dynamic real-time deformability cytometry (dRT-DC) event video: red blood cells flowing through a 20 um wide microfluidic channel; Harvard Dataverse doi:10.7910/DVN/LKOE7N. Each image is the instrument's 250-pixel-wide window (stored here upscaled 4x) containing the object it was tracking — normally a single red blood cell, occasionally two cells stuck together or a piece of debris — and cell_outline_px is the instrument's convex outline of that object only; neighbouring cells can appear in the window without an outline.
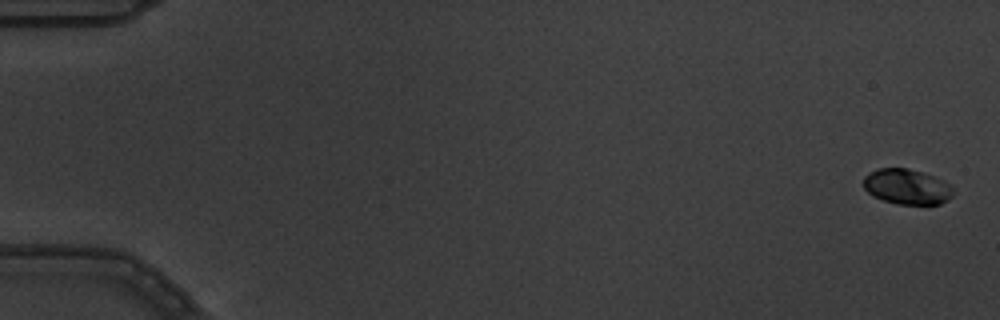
{"species": "common noctule bat (a hibernating species)", "species_latin": "Nyctalus noctula", "temperature_condition": "warm", "stored_images_in_passage": 5, "camera_frame_rate_fps": 3000, "um_per_image_px": 0.085, "animal": {"sex": "male", "body_mass_g": 19.5, "forearm_length_mm": 54.6}, "frame": {"image": 1, "passage_image": 1, "time_ms": 0.0, "image_size_px": [1000, 320], "cell_outline_px": [[952, 196], [948, 200], [940, 204], [896, 204], [872, 196], [864, 188], [864, 176], [868, 172], [876, 168], [908, 168], [924, 172], [944, 180], [952, 184]], "centroid_in_image_um": [77.09, 15.85], "position_along_channel_um": 7.9, "area_um2": 18.73}}
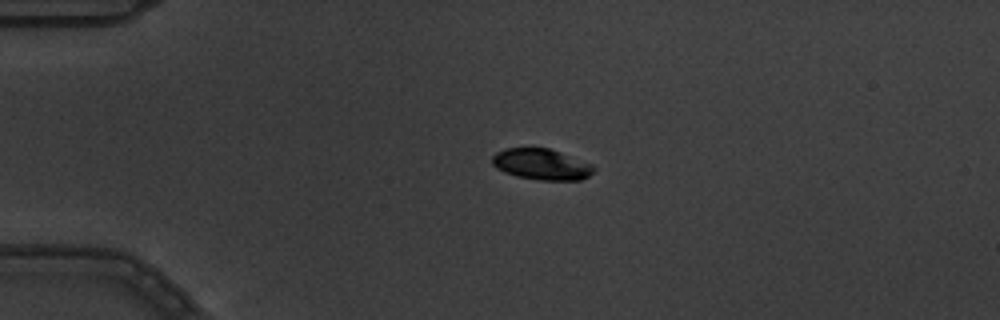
{"frame": {"image": 2, "passage_image": 4, "time_ms": 1.0, "image_size_px": [1000, 320], "cell_outline_px": [[596, 168], [588, 176], [580, 180], [540, 180], [516, 176], [504, 172], [496, 168], [492, 164], [492, 156], [496, 152], [504, 148], [548, 148], [560, 152], [592, 164]], "centroid_in_image_um": [46.0, 13.96], "position_along_channel_um": 39.0, "area_um2": 18.32}}